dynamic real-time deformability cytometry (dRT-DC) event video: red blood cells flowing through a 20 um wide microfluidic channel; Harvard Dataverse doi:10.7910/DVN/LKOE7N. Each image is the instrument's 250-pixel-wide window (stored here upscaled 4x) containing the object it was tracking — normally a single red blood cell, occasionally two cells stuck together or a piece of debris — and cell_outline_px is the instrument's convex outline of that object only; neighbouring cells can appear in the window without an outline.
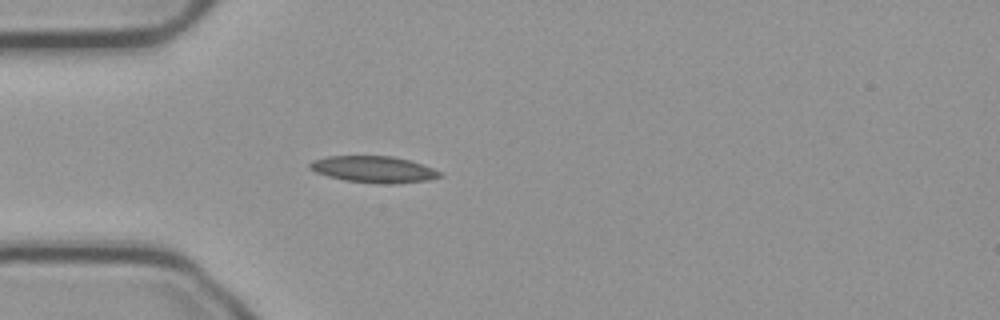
{"species": "common noctule bat (a hibernating species)", "species_latin": "Nyctalus noctula", "temperature_condition": "cold", "stored_images_in_passage": 44, "camera_frame_rate_fps": 3000, "um_per_image_px": 0.085, "animal": {"sex": "male", "body_mass_g": 23.1, "forearm_length_mm": 52.7}, "frame": {"image": 1, "passage_image": 7, "time_ms": 2.0, "image_size_px": [1000, 320], "cell_outline_px": [[444, 176], [428, 180], [396, 184], [380, 184], [344, 180], [328, 176], [316, 172], [308, 168], [308, 164], [312, 160], [328, 156], [392, 156], [408, 160], [432, 168], [440, 172]], "centroid_in_image_um": [31.74, 14.4], "position_along_channel_um": 53.3, "area_um2": 20.11}}
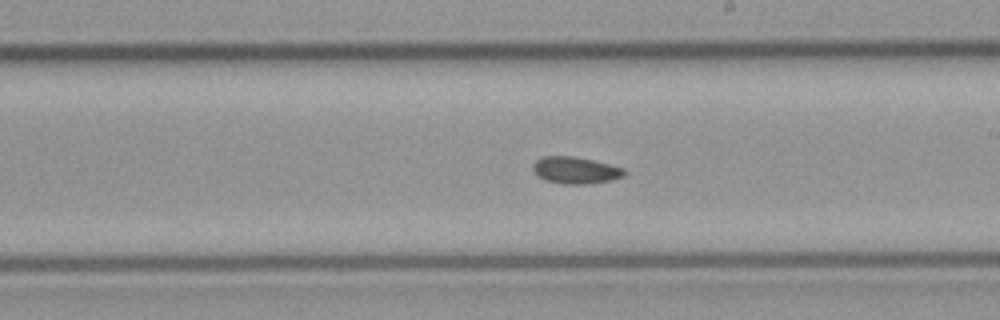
{"frame": {"image": 2, "passage_image": 19, "time_ms": 6.0, "image_size_px": [1000, 320], "cell_outline_px": [[628, 172], [624, 176], [612, 180], [584, 184], [564, 184], [544, 180], [536, 176], [532, 168], [532, 164], [536, 160], [544, 156], [572, 156], [592, 160], [624, 168]], "centroid_in_image_um": [48.9, 14.47], "position_along_channel_um": 240.1, "area_um2": 14.39}}
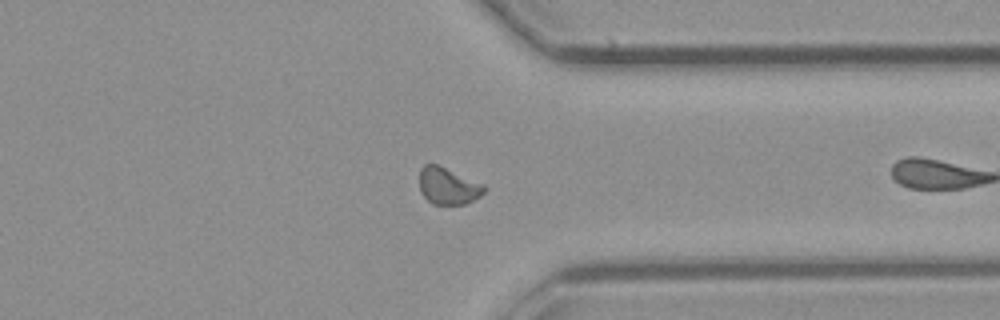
{"frame": {"image": 3, "passage_image": 30, "time_ms": 9.667, "image_size_px": [1000, 320], "cell_outline_px": [[488, 188], [480, 196], [464, 204], [432, 204], [420, 192], [420, 168], [424, 164], [436, 164], [484, 184]], "centroid_in_image_um": [38.08, 15.81], "position_along_channel_um": 373.3, "area_um2": 13.81}, "authors_computed_cell_mechanics": {"area_um2": 14.3055, "velocity_mm_per_s": 3.7189, "shape_relaxation_time_tau1_ms": 6.1883, "shape_relaxation_time_tau2_ms": null, "deformation_change_tau1": 0.0806, "deformation_change_tau2": null}}